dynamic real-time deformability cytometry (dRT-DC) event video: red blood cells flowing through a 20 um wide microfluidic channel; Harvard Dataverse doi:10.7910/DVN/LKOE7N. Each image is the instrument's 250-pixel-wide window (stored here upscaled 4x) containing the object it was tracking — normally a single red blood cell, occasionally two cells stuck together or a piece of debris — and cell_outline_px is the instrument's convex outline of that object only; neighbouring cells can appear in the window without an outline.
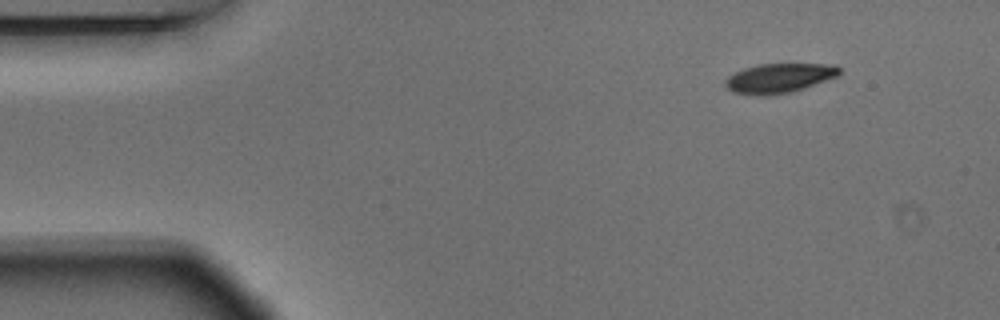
{"species": "Egyptian fruit bat (a non-hibernating species)", "species_latin": "Rousettus aegyptiacus", "temperature_condition": "warm", "stored_images_in_passage": 8, "camera_frame_rate_fps": 3000, "um_per_image_px": 0.085, "animal": {"sex": "male"}, "frame": {"image": 1, "passage_image": 1, "time_ms": 0.0, "image_size_px": [1000, 320], "cell_outline_px": [[840, 76], [792, 92], [768, 96], [760, 96], [732, 92], [724, 84], [724, 80], [728, 76], [744, 68], [760, 64], [836, 64], [840, 68]], "centroid_in_image_um": [66.25, 6.65], "position_along_channel_um": 18.8, "area_um2": 19.83}}